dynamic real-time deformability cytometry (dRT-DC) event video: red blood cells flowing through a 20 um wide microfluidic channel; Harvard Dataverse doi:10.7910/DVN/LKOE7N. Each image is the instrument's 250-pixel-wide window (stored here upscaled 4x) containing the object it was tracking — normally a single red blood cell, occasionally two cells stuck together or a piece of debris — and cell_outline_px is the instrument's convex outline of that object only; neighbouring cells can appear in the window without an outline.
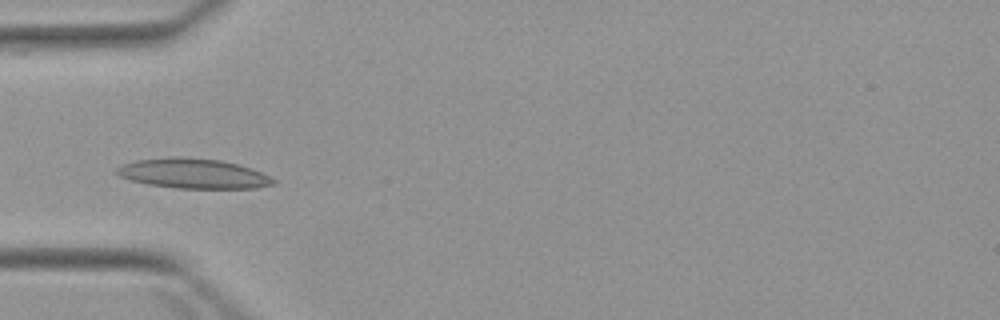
{"species": "Egyptian fruit bat (a non-hibernating species)", "species_latin": "Rousettus aegyptiacus", "temperature_condition": "warm", "stored_images_in_passage": 3, "camera_frame_rate_fps": 3000, "um_per_image_px": 0.085, "animal": {"sex": "female"}, "frame": {"image": 1, "passage_image": 3, "time_ms": 2.333, "image_size_px": [1000, 320], "cell_outline_px": [[276, 184], [256, 188], [176, 188], [148, 184], [132, 180], [120, 176], [116, 172], [116, 168], [120, 164], [136, 160], [168, 156], [176, 156], [220, 160], [236, 164], [260, 172], [276, 180]], "centroid_in_image_um": [16.39, 14.74], "position_along_channel_um": 68.6, "area_um2": 27.17}}